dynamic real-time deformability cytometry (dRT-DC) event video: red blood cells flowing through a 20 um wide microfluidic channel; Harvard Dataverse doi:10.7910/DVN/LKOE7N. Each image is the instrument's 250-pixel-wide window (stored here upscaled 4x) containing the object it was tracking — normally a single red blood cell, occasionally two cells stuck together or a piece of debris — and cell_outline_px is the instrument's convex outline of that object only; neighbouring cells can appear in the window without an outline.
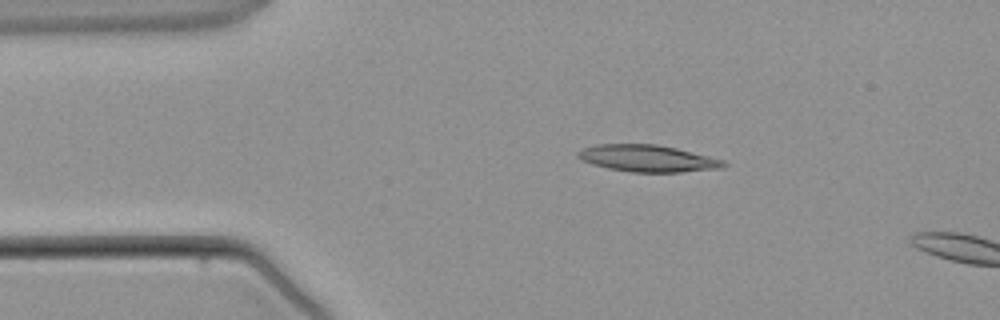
{"species": "common noctule bat (a hibernating species)", "species_latin": "Nyctalus noctula", "temperature_condition": "warm", "stored_images_in_passage": 3, "camera_frame_rate_fps": 3000, "um_per_image_px": 0.085, "animal": {"sex": "male", "body_mass_g": 21.5, "forearm_length_mm": 52.0}, "frame": {"image": 1, "passage_image": 2, "time_ms": 1.0, "image_size_px": [1000, 320], "cell_outline_px": [[728, 164], [724, 168], [680, 172], [632, 172], [608, 168], [592, 164], [580, 160], [576, 156], [576, 152], [584, 148], [596, 144], [656, 144], [676, 148], [724, 160]], "centroid_in_image_um": [55.04, 13.46], "position_along_channel_um": 30.0, "area_um2": 22.83}}